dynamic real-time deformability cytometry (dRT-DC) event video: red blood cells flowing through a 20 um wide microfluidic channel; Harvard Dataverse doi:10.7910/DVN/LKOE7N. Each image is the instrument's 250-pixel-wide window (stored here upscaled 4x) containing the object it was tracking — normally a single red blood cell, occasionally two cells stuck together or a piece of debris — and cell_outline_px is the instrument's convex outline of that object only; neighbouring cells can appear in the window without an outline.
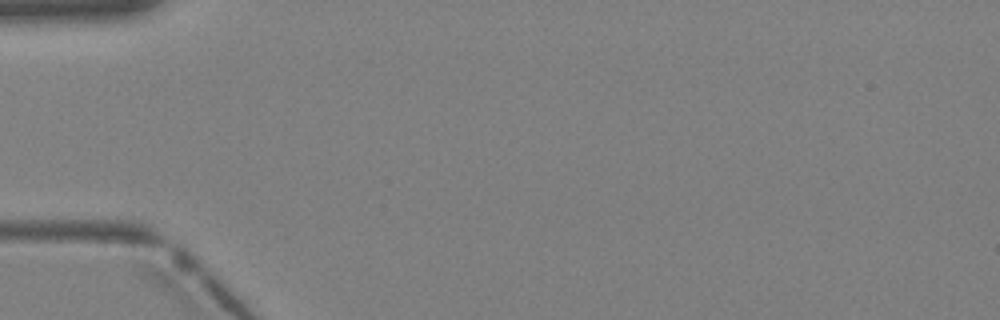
{"species": "Egyptian fruit bat (a non-hibernating species)", "species_latin": "Rousettus aegyptiacus", "temperature_condition": "warm", "stored_images_in_passage": 2, "camera_frame_rate_fps": 3000, "um_per_image_px": 0.085, "animal": {"sex": "female"}, "frame": {"image": 1, "passage_image": 1, "time_ms": 0.0, "image_size_px": [1000, 320], "cell_outline_px": [[240, 40], [236, 48], [228, 60], [216, 72], [184, 100], [176, 96], [172, 92], [172, 84], [180, 76], [212, 48], [236, 36], [240, 36]], "centroid_in_image_um": [17.36, 5.82], "position_along_channel_um": 67.6, "area_um2": 11.1}}